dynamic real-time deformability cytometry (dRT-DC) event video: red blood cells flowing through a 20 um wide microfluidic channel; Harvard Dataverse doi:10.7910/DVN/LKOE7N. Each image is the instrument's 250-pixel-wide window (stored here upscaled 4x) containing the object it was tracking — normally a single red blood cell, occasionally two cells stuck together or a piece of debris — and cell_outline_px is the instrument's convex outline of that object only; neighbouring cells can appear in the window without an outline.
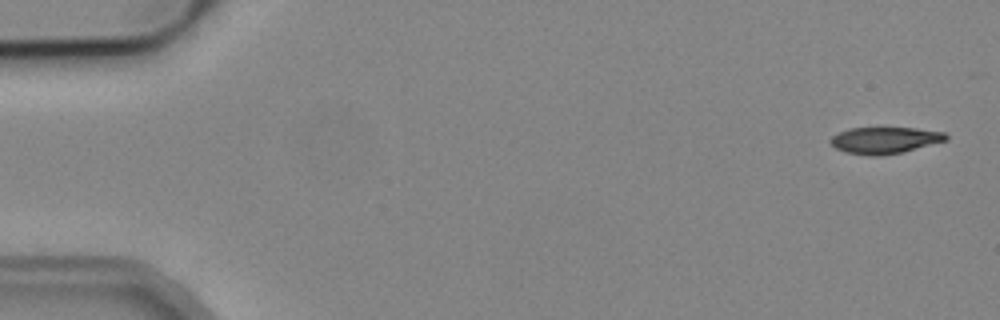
{"species": "common noctule bat (a hibernating species)", "species_latin": "Nyctalus noctula", "temperature_condition": "cold", "stored_images_in_passage": 5, "camera_frame_rate_fps": 3000, "um_per_image_px": 0.085, "animal": {"sex": "male", "body_mass_g": 19.2, "forearm_length_mm": 51.8}, "frame": {"image": 1, "passage_image": 1, "time_ms": 0.0, "image_size_px": [1000, 320], "cell_outline_px": [[948, 140], [904, 152], [880, 156], [868, 156], [844, 152], [836, 148], [828, 140], [832, 136], [848, 128], [916, 128], [944, 132], [948, 136]], "centroid_in_image_um": [75.21, 11.93], "position_along_channel_um": 9.8, "area_um2": 18.03}}
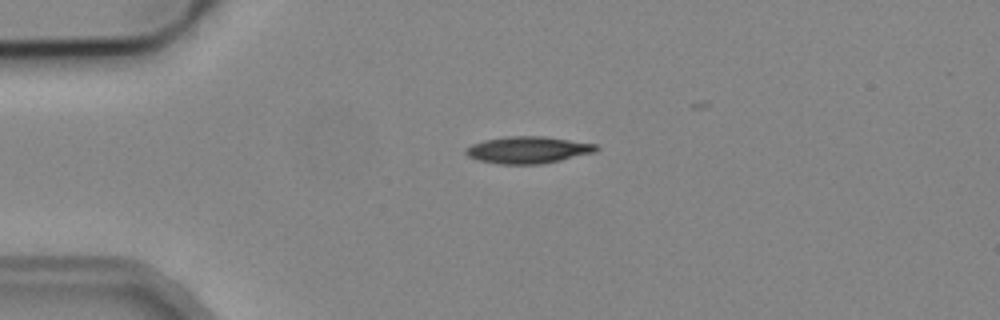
{"frame": {"image": 2, "passage_image": 4, "time_ms": 3.667, "image_size_px": [1000, 320], "cell_outline_px": [[600, 148], [596, 152], [560, 160], [540, 164], [500, 164], [476, 160], [468, 156], [464, 152], [464, 148], [472, 144], [484, 140], [508, 136], [544, 136], [596, 144]], "centroid_in_image_um": [44.86, 12.74], "position_along_channel_um": 40.1, "area_um2": 20.52}}